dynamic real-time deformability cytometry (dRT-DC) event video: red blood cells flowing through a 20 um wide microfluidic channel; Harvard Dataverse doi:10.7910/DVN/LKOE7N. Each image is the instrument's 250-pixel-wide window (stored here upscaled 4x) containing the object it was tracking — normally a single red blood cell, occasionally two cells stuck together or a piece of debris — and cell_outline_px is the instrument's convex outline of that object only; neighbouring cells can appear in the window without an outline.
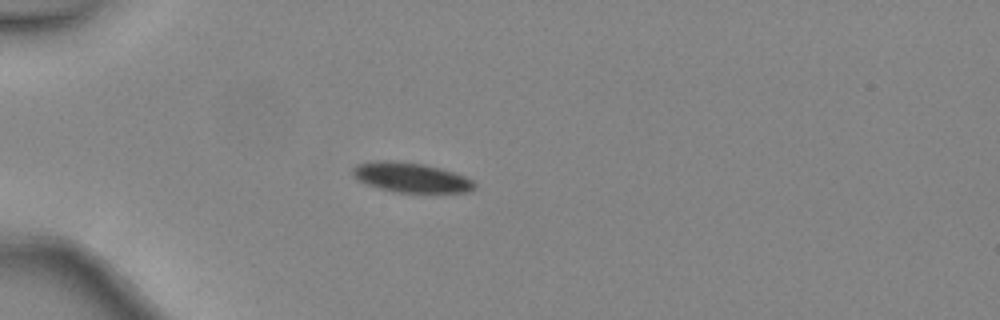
{"species": "common noctule bat (a hibernating species)", "species_latin": "Nyctalus noctula", "temperature_condition": "warm", "stored_images_in_passage": 34, "camera_frame_rate_fps": 3000, "um_per_image_px": 0.085, "animal": {"sex": "female", "body_mass_g": 24.6, "forearm_length_mm": 56.2}, "frame": {"image": 1, "passage_image": 1, "time_ms": 0.0, "image_size_px": [1000, 320], "cell_outline_px": [[476, 188], [468, 192], [396, 192], [380, 188], [356, 180], [352, 176], [352, 168], [356, 164], [368, 160], [396, 160], [424, 164], [456, 172], [472, 180], [476, 184]], "centroid_in_image_um": [34.89, 15.06], "position_along_channel_um": 50.1, "area_um2": 21.44}}
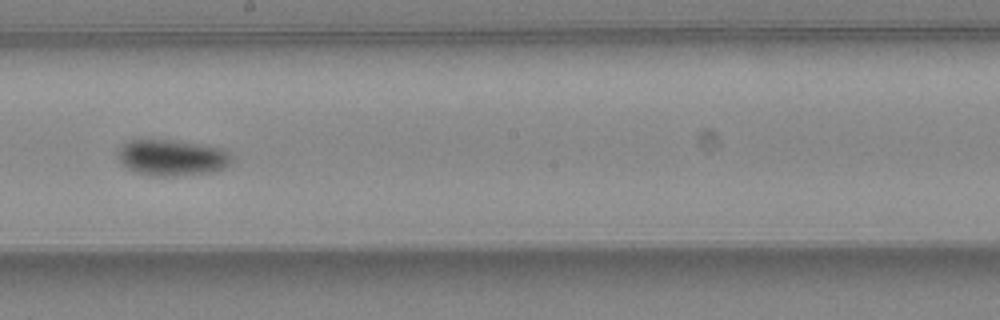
{"frame": {"image": 2, "passage_image": 15, "time_ms": 4.667, "image_size_px": [1000, 320], "cell_outline_px": [[232, 160], [224, 168], [212, 172], [172, 176], [152, 176], [136, 172], [128, 168], [120, 160], [116, 152], [128, 140], [172, 140], [200, 144], [224, 148], [232, 152]], "centroid_in_image_um": [14.66, 13.39], "position_along_channel_um": 233.5, "area_um2": 23.99}}
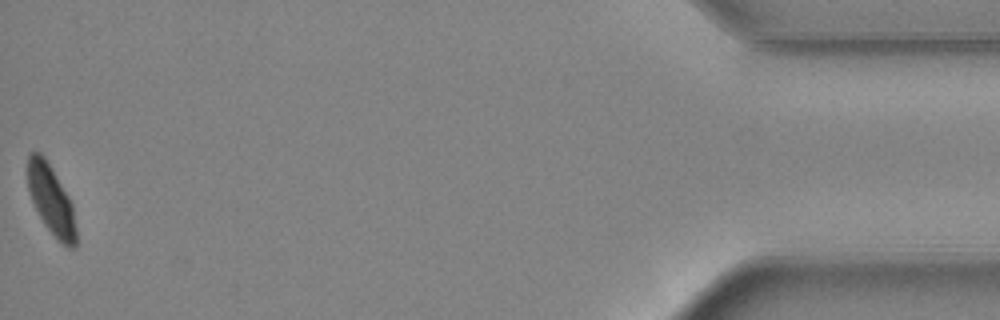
{"frame": {"image": 3, "passage_image": 34, "time_ms": 11.0, "image_size_px": [1000, 320], "cell_outline_px": [[76, 248], [68, 248], [60, 244], [56, 240], [44, 224], [32, 200], [28, 188], [28, 152], [40, 152], [44, 156], [68, 196], [72, 204], [76, 228]], "centroid_in_image_um": [4.36, 17.05], "position_along_channel_um": 430.8, "area_um2": 19.48}, "authors_computed_cell_mechanics": {"area_um2": 21.9062, "velocity_mm_per_s": 4.469, "shape_relaxation_time_tau1_ms": 2.4102, "shape_relaxation_time_tau2_ms": 7.801, "deformation_change_tau1": 0.1043, "deformation_change_tau2": 0.0668}}